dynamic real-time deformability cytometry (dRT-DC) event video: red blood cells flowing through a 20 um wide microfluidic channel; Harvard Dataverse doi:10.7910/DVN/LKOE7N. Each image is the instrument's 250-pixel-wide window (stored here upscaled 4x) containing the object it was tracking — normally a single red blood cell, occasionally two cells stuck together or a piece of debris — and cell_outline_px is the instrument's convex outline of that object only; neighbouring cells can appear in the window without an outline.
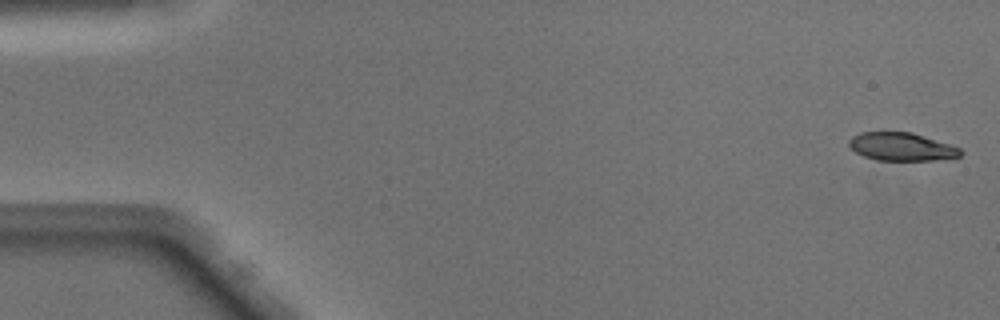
{"species": "Egyptian fruit bat (a non-hibernating species)", "species_latin": "Rousettus aegyptiacus", "temperature_condition": "warm", "stored_images_in_passage": 46, "camera_frame_rate_fps": 3000, "um_per_image_px": 0.085, "animal": {"sex": "male"}, "frame": {"image": 1, "passage_image": 1, "time_ms": 0.0, "image_size_px": [1000, 320], "cell_outline_px": [[964, 152], [960, 156], [932, 160], [876, 160], [864, 156], [856, 152], [848, 144], [848, 140], [852, 136], [860, 132], [912, 132], [960, 148]], "centroid_in_image_um": [76.6, 12.46], "position_along_channel_um": 8.4, "area_um2": 18.09}}
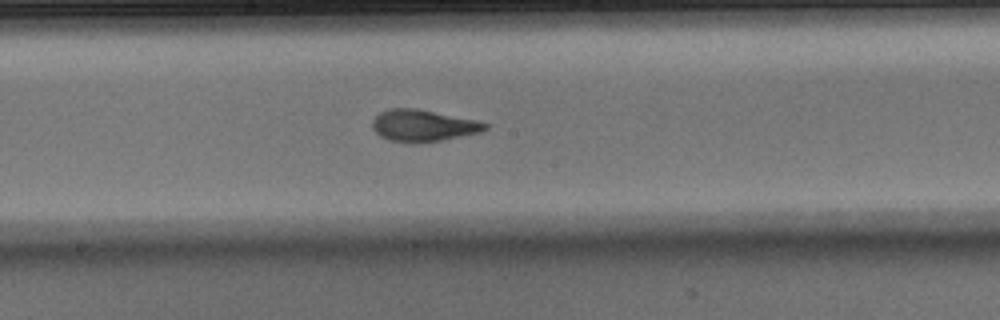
{"frame": {"image": 2, "passage_image": 26, "time_ms": 8.333, "image_size_px": [1000, 320], "cell_outline_px": [[488, 128], [480, 132], [420, 144], [412, 144], [388, 140], [380, 136], [372, 128], [372, 120], [380, 112], [388, 108], [416, 108], [476, 120], [488, 124]], "centroid_in_image_um": [35.92, 10.68], "position_along_channel_um": 212.3, "area_um2": 20.98}}
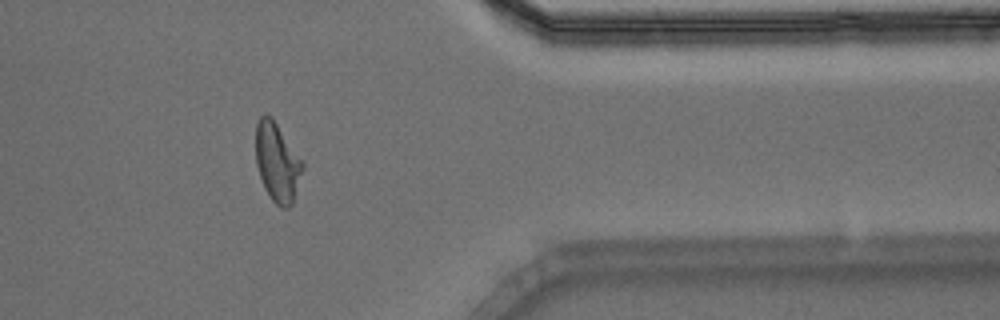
{"frame": {"image": 3, "passage_image": 40, "time_ms": 13.0, "image_size_px": [1000, 320], "cell_outline_px": [[304, 168], [292, 204], [288, 208], [280, 208], [272, 200], [264, 188], [256, 164], [256, 124], [260, 116], [264, 112], [272, 116], [304, 164]], "centroid_in_image_um": [23.55, 13.78], "position_along_channel_um": 387.8, "area_um2": 21.56}, "authors_computed_cell_mechanics": {"area_um2": 20.5768, "velocity_mm_per_s": 4.1219, "shape_relaxation_time_tau1_ms": 5.0846, "shape_relaxation_time_tau2_ms": 1.1846, "deformation_change_tau1": 0.2397, "deformation_change_tau2": 0.0927}}